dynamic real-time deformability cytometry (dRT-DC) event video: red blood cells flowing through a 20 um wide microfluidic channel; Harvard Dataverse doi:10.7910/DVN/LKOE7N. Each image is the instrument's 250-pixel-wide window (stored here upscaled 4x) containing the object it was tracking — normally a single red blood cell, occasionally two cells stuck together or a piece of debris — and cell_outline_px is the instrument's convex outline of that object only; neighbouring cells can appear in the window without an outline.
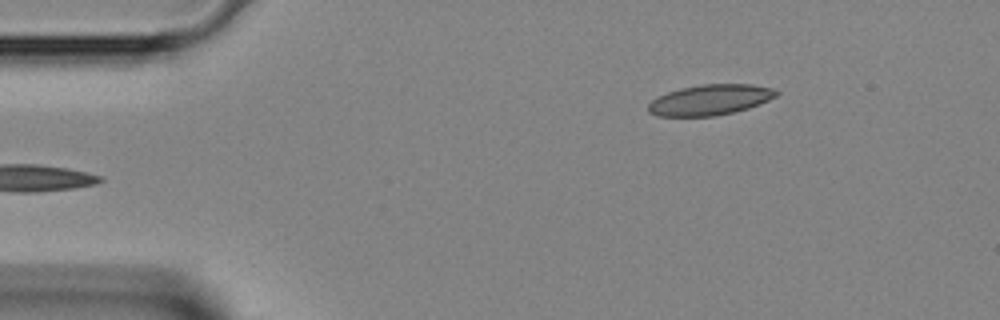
{"species": "Egyptian fruit bat (a non-hibernating species)", "species_latin": "Rousettus aegyptiacus", "temperature_condition": "room temperature", "stored_images_in_passage": 38, "camera_frame_rate_fps": 3000, "um_per_image_px": 0.085, "animal": {"sex": "female"}, "frame": {"image": 1, "passage_image": 1, "time_ms": 0.0, "image_size_px": [1000, 320], "cell_outline_px": [[780, 92], [776, 96], [760, 104], [748, 108], [716, 116], [656, 116], [648, 112], [648, 104], [656, 96], [680, 88], [700, 84], [752, 84], [772, 88]], "centroid_in_image_um": [60.34, 8.48], "position_along_channel_um": 24.7, "area_um2": 22.89}}
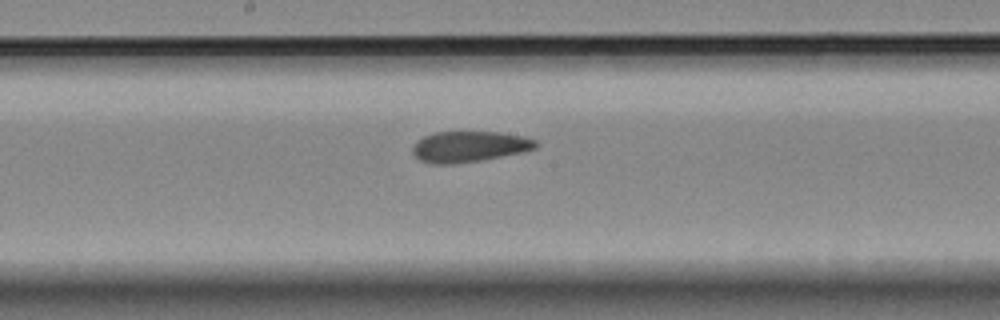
{"frame": {"image": 2, "passage_image": 17, "time_ms": 5.333, "image_size_px": [1000, 320], "cell_outline_px": [[540, 144], [536, 148], [524, 152], [480, 160], [456, 164], [428, 164], [420, 160], [412, 152], [412, 148], [416, 140], [424, 136], [436, 132], [500, 132], [528, 136], [536, 140]], "centroid_in_image_um": [39.92, 12.46], "position_along_channel_um": 208.3, "area_um2": 22.48}}
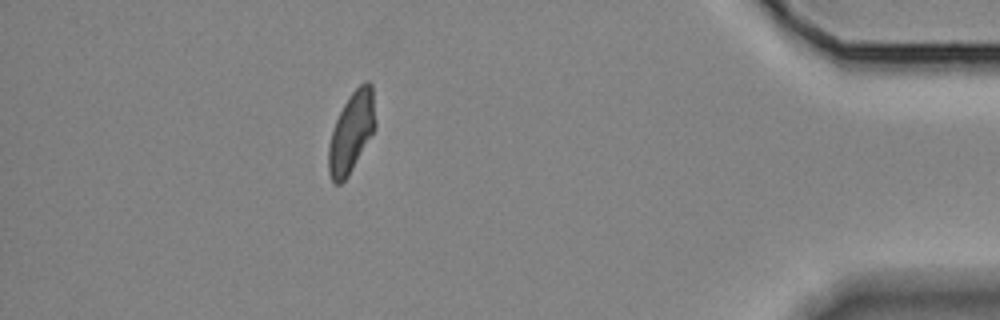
{"frame": {"image": 3, "passage_image": 33, "time_ms": 10.667, "image_size_px": [1000, 320], "cell_outline_px": [[376, 124], [372, 132], [348, 176], [340, 184], [336, 184], [332, 180], [328, 172], [328, 144], [336, 120], [348, 96], [364, 80], [368, 80], [372, 84], [376, 120]], "centroid_in_image_um": [29.86, 11.2], "position_along_channel_um": 405.3, "area_um2": 21.68}}